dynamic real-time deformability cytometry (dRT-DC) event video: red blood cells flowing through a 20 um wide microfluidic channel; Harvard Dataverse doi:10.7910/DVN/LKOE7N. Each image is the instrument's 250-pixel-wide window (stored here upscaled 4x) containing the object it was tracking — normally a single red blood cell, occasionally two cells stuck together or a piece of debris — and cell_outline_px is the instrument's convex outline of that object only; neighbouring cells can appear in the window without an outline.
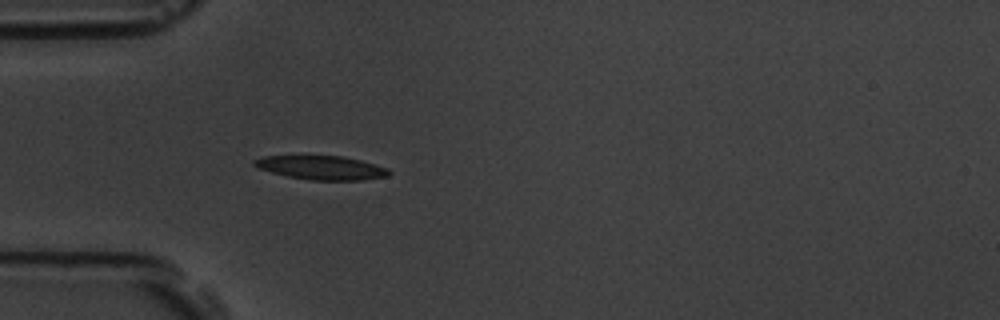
{"species": "common noctule bat (a hibernating species)", "species_latin": "Nyctalus noctula", "temperature_condition": "room temperature", "stored_images_in_passage": 4, "camera_frame_rate_fps": 3000, "um_per_image_px": 0.085, "animal": {"sex": "male", "body_mass_g": 19.5, "forearm_length_mm": 54.6}, "frame": {"image": 1, "passage_image": 4, "time_ms": 4.0, "image_size_px": [1000, 320], "cell_outline_px": [[392, 172], [388, 176], [360, 180], [312, 180], [288, 176], [256, 168], [252, 164], [252, 160], [264, 156], [308, 152], [344, 156], [376, 164], [388, 168]], "centroid_in_image_um": [27.25, 14.18], "position_along_channel_um": 57.8, "area_um2": 19.88}}